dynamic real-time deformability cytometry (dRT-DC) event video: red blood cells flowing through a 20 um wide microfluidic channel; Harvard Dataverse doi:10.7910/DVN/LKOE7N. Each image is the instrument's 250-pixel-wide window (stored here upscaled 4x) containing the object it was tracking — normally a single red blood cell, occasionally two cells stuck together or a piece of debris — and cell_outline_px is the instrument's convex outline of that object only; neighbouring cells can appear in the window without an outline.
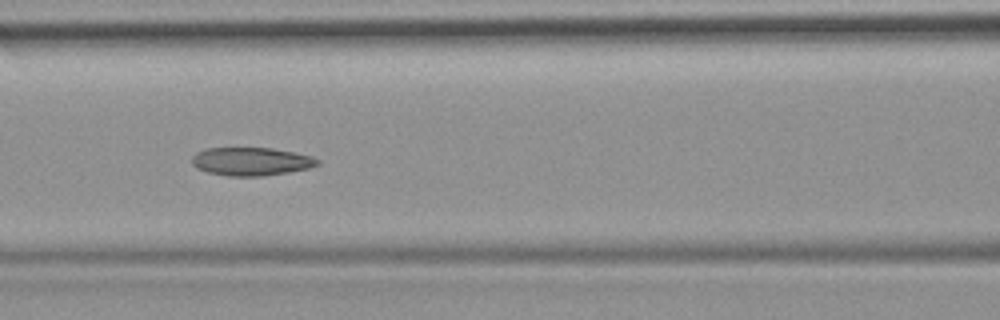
{"species": "common noctule bat (a hibernating species)", "species_latin": "Nyctalus noctula", "temperature_condition": "room temperature", "stored_images_in_passage": 51, "camera_frame_rate_fps": 3000, "um_per_image_px": 0.085, "animal": {"sex": "female", "body_mass_g": 19.9}, "frame": {"image": 1, "passage_image": 22, "time_ms": 7.0, "image_size_px": [1000, 320], "cell_outline_px": [[320, 164], [308, 168], [288, 172], [264, 176], [228, 176], [208, 172], [196, 168], [192, 164], [192, 156], [196, 152], [204, 148], [272, 148], [312, 156], [320, 160]], "centroid_in_image_um": [21.33, 13.72], "position_along_channel_um": 145.3, "area_um2": 20.69}}